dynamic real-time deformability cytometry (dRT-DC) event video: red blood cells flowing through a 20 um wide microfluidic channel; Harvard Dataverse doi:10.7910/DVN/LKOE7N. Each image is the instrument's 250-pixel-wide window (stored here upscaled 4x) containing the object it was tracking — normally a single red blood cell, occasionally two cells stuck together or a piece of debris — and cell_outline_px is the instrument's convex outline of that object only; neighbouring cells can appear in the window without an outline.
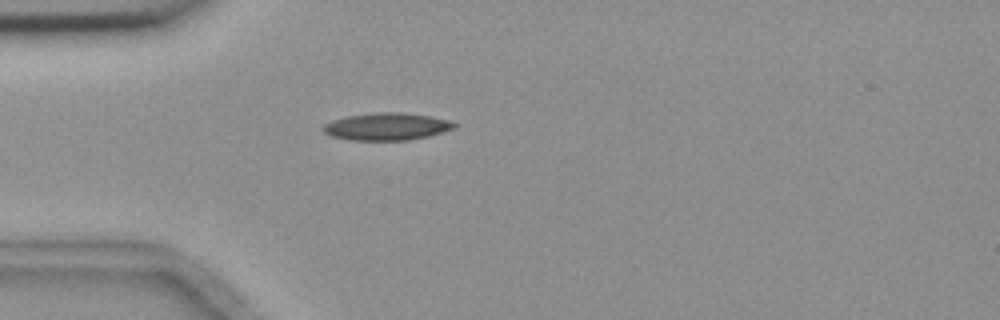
{"species": "common noctule bat (a hibernating species)", "species_latin": "Nyctalus noctula", "temperature_condition": "room temperature", "stored_images_in_passage": 1, "camera_frame_rate_fps": 3000, "um_per_image_px": 0.085, "animal": {"sex": "female", "body_mass_g": 18.4}, "frame": {"image": 1, "passage_image": 1, "time_ms": 0.0, "image_size_px": [1000, 320], "cell_outline_px": [[456, 128], [428, 136], [408, 140], [352, 140], [332, 136], [324, 132], [320, 128], [324, 124], [332, 120], [348, 116], [376, 112], [400, 112], [428, 116], [448, 120], [456, 124]], "centroid_in_image_um": [32.85, 10.76], "position_along_channel_um": 52.2, "area_um2": 20.75}}